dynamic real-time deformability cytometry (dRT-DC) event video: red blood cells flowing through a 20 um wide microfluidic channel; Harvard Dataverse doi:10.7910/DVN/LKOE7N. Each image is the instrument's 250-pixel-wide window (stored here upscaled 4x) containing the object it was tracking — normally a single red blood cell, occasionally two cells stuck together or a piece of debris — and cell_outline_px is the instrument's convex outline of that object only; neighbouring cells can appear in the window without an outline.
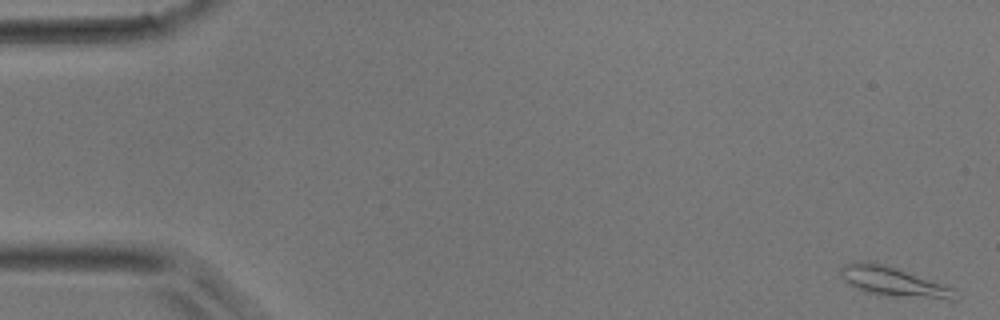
{"species": "common noctule bat (a hibernating species)", "species_latin": "Nyctalus noctula", "temperature_condition": "room temperature", "stored_images_in_passage": 44, "camera_frame_rate_fps": 3000, "um_per_image_px": 0.085, "animal": {"sex": "male", "body_mass_g": 17.9}, "frame": {"image": 1, "passage_image": 1, "time_ms": 0.0, "image_size_px": [1000, 320], "cell_outline_px": [[948, 288], [944, 296], [932, 296], [876, 292], [852, 284], [848, 280], [840, 268], [852, 264], [876, 264], [892, 268]], "centroid_in_image_um": [75.68, 23.86], "position_along_channel_um": 9.3, "area_um2": 14.91}}
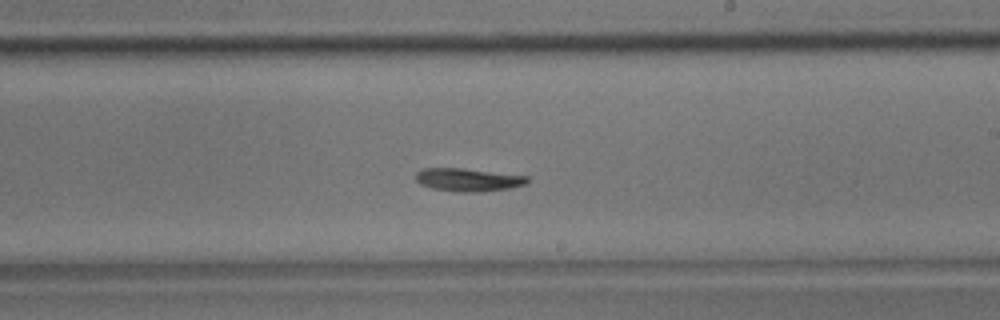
{"frame": {"image": 2, "passage_image": 26, "time_ms": 8.333, "image_size_px": [1000, 320], "cell_outline_px": [[528, 180], [524, 184], [508, 188], [472, 192], [464, 192], [432, 188], [416, 180], [416, 172], [424, 168], [460, 168], [528, 176]], "centroid_in_image_um": [39.77, 15.26], "position_along_channel_um": 249.2, "area_um2": 14.45}}
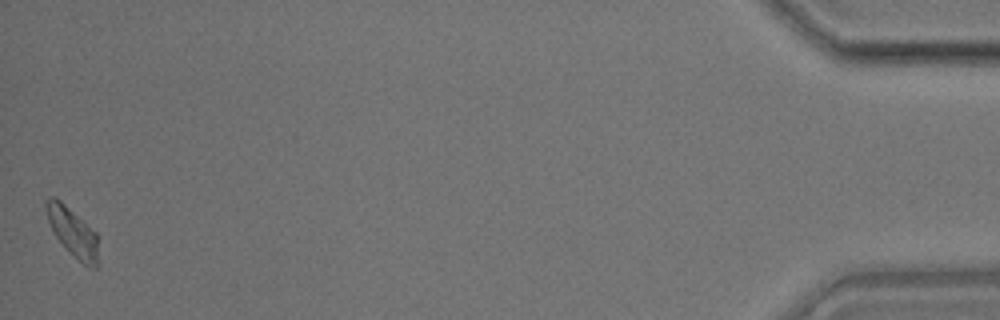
{"frame": {"image": 3, "passage_image": 44, "time_ms": 14.333, "image_size_px": [1000, 320], "cell_outline_px": [[96, 268], [92, 268], [84, 264], [56, 236], [48, 220], [44, 204], [44, 200], [52, 196], [60, 200], [96, 232]], "centroid_in_image_um": [6.13, 19.64], "position_along_channel_um": 429.1, "area_um2": 13.93}}